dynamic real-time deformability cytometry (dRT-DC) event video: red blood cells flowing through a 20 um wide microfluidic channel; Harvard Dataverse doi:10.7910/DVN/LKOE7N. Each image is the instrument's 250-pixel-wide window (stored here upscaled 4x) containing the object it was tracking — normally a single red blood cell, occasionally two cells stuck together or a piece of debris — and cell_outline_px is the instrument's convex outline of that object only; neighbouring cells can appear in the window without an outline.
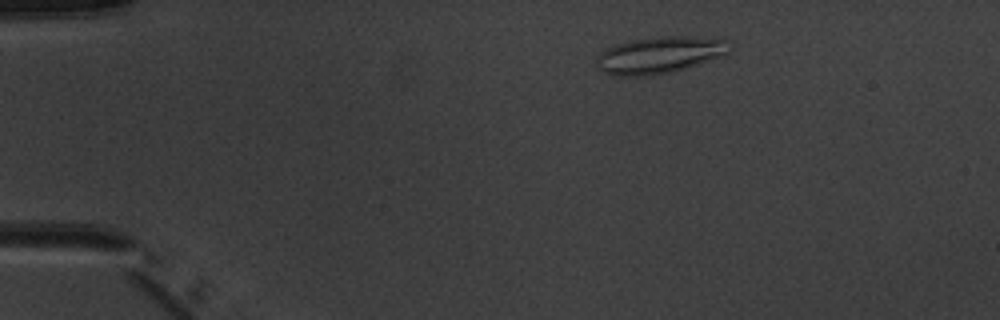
{"species": "common noctule bat (a hibernating species)", "species_latin": "Nyctalus noctula", "temperature_condition": "warm", "stored_images_in_passage": 6, "camera_frame_rate_fps": 3000, "um_per_image_px": 0.085, "animal": {"sex": "male", "body_mass_g": 20.1, "forearm_length_mm": 53.5}, "frame": {"image": 1, "passage_image": 2, "time_ms": 2.0, "image_size_px": [1000, 320], "cell_outline_px": [[728, 52], [724, 56], [688, 68], [672, 72], [652, 76], [612, 76], [600, 72], [596, 68], [596, 56], [600, 52], [616, 44], [632, 40], [660, 36], [688, 36], [728, 40]], "centroid_in_image_um": [56.01, 4.7], "position_along_channel_um": 29.0, "area_um2": 28.96}}
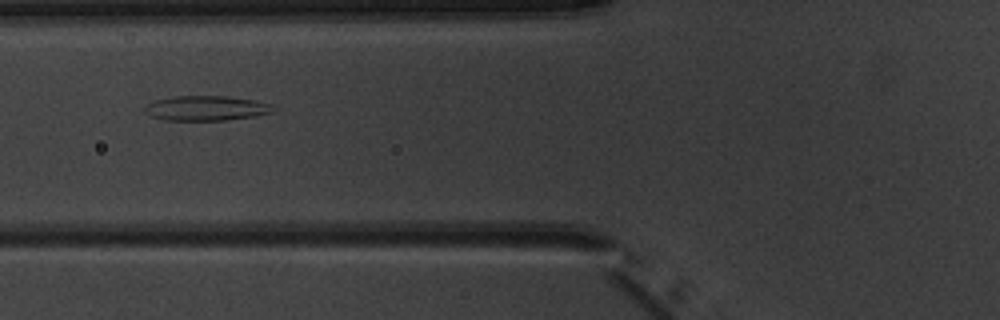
{"frame": {"image": 2, "passage_image": 5, "time_ms": 5.667, "image_size_px": [1000, 320], "cell_outline_px": [[276, 112], [256, 116], [228, 120], [164, 120], [152, 116], [144, 112], [144, 108], [148, 104], [156, 100], [172, 96], [228, 96], [252, 100], [268, 104], [276, 108]], "centroid_in_image_um": [17.55, 9.2], "position_along_channel_um": 108.3, "area_um2": 18.61}}
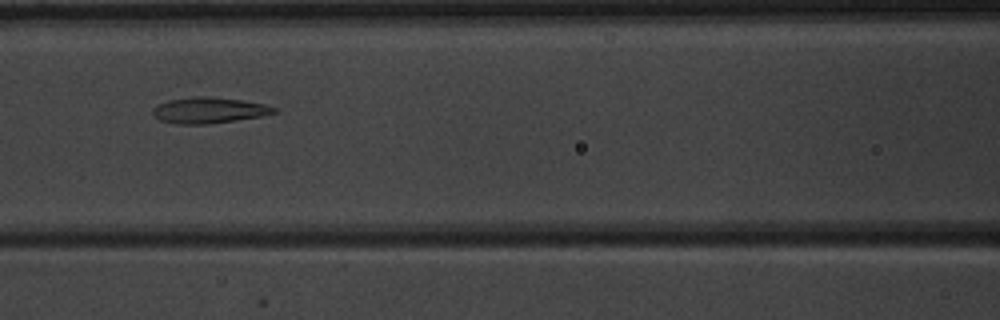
{"frame": {"image": 3, "passage_image": 6, "time_ms": 6.667, "image_size_px": [1000, 320], "cell_outline_px": [[280, 112], [260, 116], [236, 120], [208, 124], [176, 124], [160, 120], [152, 112], [152, 108], [168, 100], [196, 96], [204, 96], [244, 100], [264, 104], [280, 108]], "centroid_in_image_um": [17.82, 9.37], "position_along_channel_um": 148.8, "area_um2": 18.38}}